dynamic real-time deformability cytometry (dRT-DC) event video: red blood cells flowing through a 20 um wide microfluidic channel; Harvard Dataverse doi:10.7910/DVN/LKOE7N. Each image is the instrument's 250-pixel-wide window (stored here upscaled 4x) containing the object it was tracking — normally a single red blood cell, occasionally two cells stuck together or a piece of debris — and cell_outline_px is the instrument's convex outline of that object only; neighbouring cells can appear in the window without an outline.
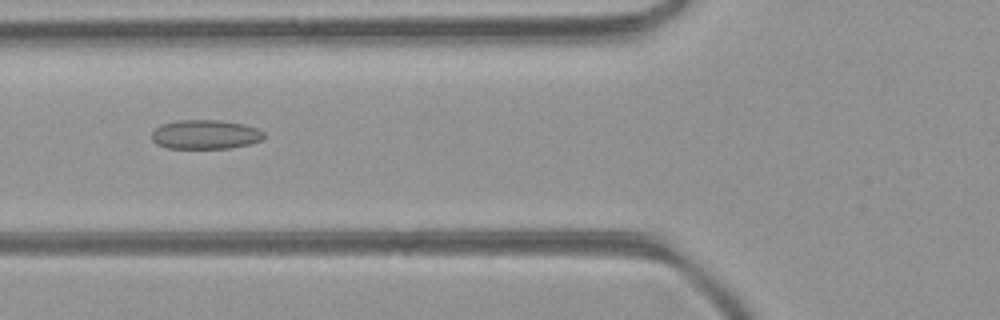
{"species": "common noctule bat (a hibernating species)", "species_latin": "Nyctalus noctula", "temperature_condition": "room temperature", "stored_images_in_passage": 6, "camera_frame_rate_fps": 3000, "um_per_image_px": 0.085, "animal": {"sex": "female", "body_mass_g": 21.9}, "frame": {"image": 1, "passage_image": 6, "time_ms": 1.667, "image_size_px": [1000, 320], "cell_outline_px": [[264, 140], [248, 144], [228, 148], [168, 148], [156, 144], [152, 140], [152, 132], [156, 128], [164, 124], [176, 120], [220, 120], [244, 124], [256, 128], [264, 132]], "centroid_in_image_um": [17.46, 11.43], "position_along_channel_um": 108.3, "area_um2": 19.07}}